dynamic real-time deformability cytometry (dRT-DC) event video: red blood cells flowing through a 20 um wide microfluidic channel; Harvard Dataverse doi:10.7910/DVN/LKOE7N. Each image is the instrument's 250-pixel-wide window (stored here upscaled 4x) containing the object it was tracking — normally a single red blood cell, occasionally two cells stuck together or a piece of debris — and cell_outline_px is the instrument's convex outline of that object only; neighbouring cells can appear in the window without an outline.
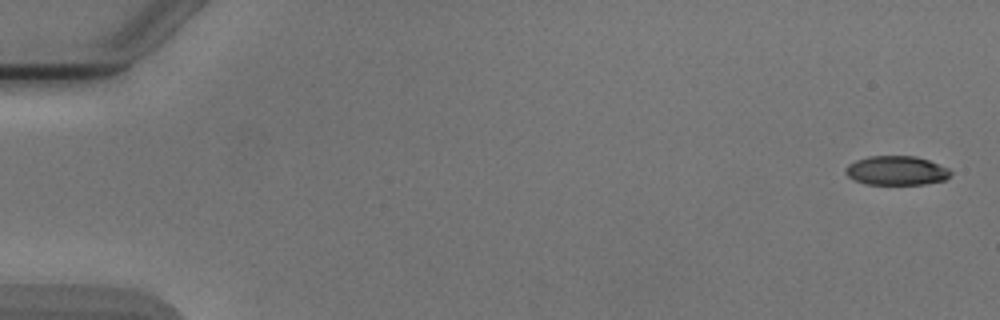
{"species": "Egyptian fruit bat (a non-hibernating species)", "species_latin": "Rousettus aegyptiacus", "temperature_condition": "cold", "stored_images_in_passage": 5, "camera_frame_rate_fps": 3000, "um_per_image_px": 0.085, "animal": {"sex": "male"}, "frame": {"image": 1, "passage_image": 1, "time_ms": 0.0, "image_size_px": [1000, 320], "cell_outline_px": [[952, 172], [944, 180], [924, 184], [868, 184], [856, 180], [848, 176], [844, 172], [844, 168], [848, 164], [856, 160], [868, 156], [916, 156], [928, 160], [948, 168]], "centroid_in_image_um": [76.17, 14.49], "position_along_channel_um": 8.8, "area_um2": 17.74}}